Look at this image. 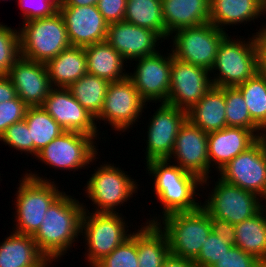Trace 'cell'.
Masks as SVG:
<instances>
[{"mask_svg":"<svg viewBox=\"0 0 266 267\" xmlns=\"http://www.w3.org/2000/svg\"><path fill=\"white\" fill-rule=\"evenodd\" d=\"M42 107L65 131L80 132L101 142V131L97 128L95 118L73 97L68 88L53 87Z\"/></svg>","mask_w":266,"mask_h":267,"instance_id":"cell-18","label":"cell"},{"mask_svg":"<svg viewBox=\"0 0 266 267\" xmlns=\"http://www.w3.org/2000/svg\"><path fill=\"white\" fill-rule=\"evenodd\" d=\"M109 81L91 74H85L68 89L73 97L96 119L104 104Z\"/></svg>","mask_w":266,"mask_h":267,"instance_id":"cell-31","label":"cell"},{"mask_svg":"<svg viewBox=\"0 0 266 267\" xmlns=\"http://www.w3.org/2000/svg\"><path fill=\"white\" fill-rule=\"evenodd\" d=\"M84 204L64 191L47 209L33 239L51 263L59 262L69 249L72 252L80 236Z\"/></svg>","mask_w":266,"mask_h":267,"instance_id":"cell-2","label":"cell"},{"mask_svg":"<svg viewBox=\"0 0 266 267\" xmlns=\"http://www.w3.org/2000/svg\"><path fill=\"white\" fill-rule=\"evenodd\" d=\"M148 104L142 99L133 82L127 77L118 82H110L103 108L95 119L96 125L99 121L109 124L112 130L121 133L126 132L142 117ZM140 116V117H139Z\"/></svg>","mask_w":266,"mask_h":267,"instance_id":"cell-12","label":"cell"},{"mask_svg":"<svg viewBox=\"0 0 266 267\" xmlns=\"http://www.w3.org/2000/svg\"><path fill=\"white\" fill-rule=\"evenodd\" d=\"M71 46L85 47L107 39L108 22L96 5L59 6Z\"/></svg>","mask_w":266,"mask_h":267,"instance_id":"cell-19","label":"cell"},{"mask_svg":"<svg viewBox=\"0 0 266 267\" xmlns=\"http://www.w3.org/2000/svg\"><path fill=\"white\" fill-rule=\"evenodd\" d=\"M234 226V245L259 261L266 260V204L253 217Z\"/></svg>","mask_w":266,"mask_h":267,"instance_id":"cell-30","label":"cell"},{"mask_svg":"<svg viewBox=\"0 0 266 267\" xmlns=\"http://www.w3.org/2000/svg\"><path fill=\"white\" fill-rule=\"evenodd\" d=\"M150 56L134 59L136 65L128 78L133 82L142 99L148 104L167 103L170 91L172 52L167 49Z\"/></svg>","mask_w":266,"mask_h":267,"instance_id":"cell-14","label":"cell"},{"mask_svg":"<svg viewBox=\"0 0 266 267\" xmlns=\"http://www.w3.org/2000/svg\"><path fill=\"white\" fill-rule=\"evenodd\" d=\"M27 109L28 106L18 96L0 103V137L10 125L25 118Z\"/></svg>","mask_w":266,"mask_h":267,"instance_id":"cell-41","label":"cell"},{"mask_svg":"<svg viewBox=\"0 0 266 267\" xmlns=\"http://www.w3.org/2000/svg\"><path fill=\"white\" fill-rule=\"evenodd\" d=\"M24 119L30 131V141H33L35 157L45 146L65 132L42 106L28 107Z\"/></svg>","mask_w":266,"mask_h":267,"instance_id":"cell-32","label":"cell"},{"mask_svg":"<svg viewBox=\"0 0 266 267\" xmlns=\"http://www.w3.org/2000/svg\"><path fill=\"white\" fill-rule=\"evenodd\" d=\"M99 0H62L59 6H90L97 5Z\"/></svg>","mask_w":266,"mask_h":267,"instance_id":"cell-48","label":"cell"},{"mask_svg":"<svg viewBox=\"0 0 266 267\" xmlns=\"http://www.w3.org/2000/svg\"><path fill=\"white\" fill-rule=\"evenodd\" d=\"M207 146L208 134L186 119L179 129L173 151L167 160H172L171 163L204 180L212 177Z\"/></svg>","mask_w":266,"mask_h":267,"instance_id":"cell-17","label":"cell"},{"mask_svg":"<svg viewBox=\"0 0 266 267\" xmlns=\"http://www.w3.org/2000/svg\"><path fill=\"white\" fill-rule=\"evenodd\" d=\"M162 267H197L193 260L180 258L169 254Z\"/></svg>","mask_w":266,"mask_h":267,"instance_id":"cell-47","label":"cell"},{"mask_svg":"<svg viewBox=\"0 0 266 267\" xmlns=\"http://www.w3.org/2000/svg\"><path fill=\"white\" fill-rule=\"evenodd\" d=\"M106 41L127 62L156 54L161 49L158 47L159 43L164 42L151 29L139 27L124 20L109 24Z\"/></svg>","mask_w":266,"mask_h":267,"instance_id":"cell-20","label":"cell"},{"mask_svg":"<svg viewBox=\"0 0 266 267\" xmlns=\"http://www.w3.org/2000/svg\"><path fill=\"white\" fill-rule=\"evenodd\" d=\"M142 224L137 229L138 267H162L170 254L167 236L157 224Z\"/></svg>","mask_w":266,"mask_h":267,"instance_id":"cell-29","label":"cell"},{"mask_svg":"<svg viewBox=\"0 0 266 267\" xmlns=\"http://www.w3.org/2000/svg\"><path fill=\"white\" fill-rule=\"evenodd\" d=\"M0 22V76L8 75L10 68L20 57L19 29H11Z\"/></svg>","mask_w":266,"mask_h":267,"instance_id":"cell-36","label":"cell"},{"mask_svg":"<svg viewBox=\"0 0 266 267\" xmlns=\"http://www.w3.org/2000/svg\"><path fill=\"white\" fill-rule=\"evenodd\" d=\"M61 1L62 0H16L22 11V23L54 15L58 12Z\"/></svg>","mask_w":266,"mask_h":267,"instance_id":"cell-40","label":"cell"},{"mask_svg":"<svg viewBox=\"0 0 266 267\" xmlns=\"http://www.w3.org/2000/svg\"><path fill=\"white\" fill-rule=\"evenodd\" d=\"M266 15V0H210L209 22L220 30L237 26Z\"/></svg>","mask_w":266,"mask_h":267,"instance_id":"cell-23","label":"cell"},{"mask_svg":"<svg viewBox=\"0 0 266 267\" xmlns=\"http://www.w3.org/2000/svg\"><path fill=\"white\" fill-rule=\"evenodd\" d=\"M227 32L218 29L210 22L185 27L169 35L171 52L180 61L211 70L217 55V50Z\"/></svg>","mask_w":266,"mask_h":267,"instance_id":"cell-11","label":"cell"},{"mask_svg":"<svg viewBox=\"0 0 266 267\" xmlns=\"http://www.w3.org/2000/svg\"><path fill=\"white\" fill-rule=\"evenodd\" d=\"M217 175L230 184L256 194L266 204V136L234 157Z\"/></svg>","mask_w":266,"mask_h":267,"instance_id":"cell-13","label":"cell"},{"mask_svg":"<svg viewBox=\"0 0 266 267\" xmlns=\"http://www.w3.org/2000/svg\"><path fill=\"white\" fill-rule=\"evenodd\" d=\"M258 263L256 257L234 245L211 267H257Z\"/></svg>","mask_w":266,"mask_h":267,"instance_id":"cell-42","label":"cell"},{"mask_svg":"<svg viewBox=\"0 0 266 267\" xmlns=\"http://www.w3.org/2000/svg\"><path fill=\"white\" fill-rule=\"evenodd\" d=\"M33 236L11 232L0 243V267H50Z\"/></svg>","mask_w":266,"mask_h":267,"instance_id":"cell-25","label":"cell"},{"mask_svg":"<svg viewBox=\"0 0 266 267\" xmlns=\"http://www.w3.org/2000/svg\"><path fill=\"white\" fill-rule=\"evenodd\" d=\"M96 6L110 24L124 20L127 0H99Z\"/></svg>","mask_w":266,"mask_h":267,"instance_id":"cell-43","label":"cell"},{"mask_svg":"<svg viewBox=\"0 0 266 267\" xmlns=\"http://www.w3.org/2000/svg\"><path fill=\"white\" fill-rule=\"evenodd\" d=\"M96 142L93 136L65 131L38 152L34 159L45 163L49 169L73 171L74 174L76 170L89 169L88 165L98 161L99 143Z\"/></svg>","mask_w":266,"mask_h":267,"instance_id":"cell-10","label":"cell"},{"mask_svg":"<svg viewBox=\"0 0 266 267\" xmlns=\"http://www.w3.org/2000/svg\"><path fill=\"white\" fill-rule=\"evenodd\" d=\"M124 21L151 29L165 41L161 0H127Z\"/></svg>","mask_w":266,"mask_h":267,"instance_id":"cell-33","label":"cell"},{"mask_svg":"<svg viewBox=\"0 0 266 267\" xmlns=\"http://www.w3.org/2000/svg\"><path fill=\"white\" fill-rule=\"evenodd\" d=\"M210 71L178 60L172 54L168 105L188 111L213 87Z\"/></svg>","mask_w":266,"mask_h":267,"instance_id":"cell-16","label":"cell"},{"mask_svg":"<svg viewBox=\"0 0 266 267\" xmlns=\"http://www.w3.org/2000/svg\"><path fill=\"white\" fill-rule=\"evenodd\" d=\"M257 267H266V260L259 261Z\"/></svg>","mask_w":266,"mask_h":267,"instance_id":"cell-49","label":"cell"},{"mask_svg":"<svg viewBox=\"0 0 266 267\" xmlns=\"http://www.w3.org/2000/svg\"><path fill=\"white\" fill-rule=\"evenodd\" d=\"M227 35L220 43L210 76L215 87H236L259 72L255 35L237 39ZM245 39V40H244ZM217 71V72H216ZM217 73V74H216Z\"/></svg>","mask_w":266,"mask_h":267,"instance_id":"cell-4","label":"cell"},{"mask_svg":"<svg viewBox=\"0 0 266 267\" xmlns=\"http://www.w3.org/2000/svg\"><path fill=\"white\" fill-rule=\"evenodd\" d=\"M236 87L245 99L251 119L266 133V76L257 72Z\"/></svg>","mask_w":266,"mask_h":267,"instance_id":"cell-34","label":"cell"},{"mask_svg":"<svg viewBox=\"0 0 266 267\" xmlns=\"http://www.w3.org/2000/svg\"><path fill=\"white\" fill-rule=\"evenodd\" d=\"M212 231L216 235L226 238V242L233 245L235 243V226L228 221L220 220L210 215Z\"/></svg>","mask_w":266,"mask_h":267,"instance_id":"cell-44","label":"cell"},{"mask_svg":"<svg viewBox=\"0 0 266 267\" xmlns=\"http://www.w3.org/2000/svg\"><path fill=\"white\" fill-rule=\"evenodd\" d=\"M144 164L146 174L153 179L152 194H155L162 206L160 215L157 216L156 212L154 216L150 214V219L145 223L156 224L168 214L195 211L201 207L202 202L198 201V198H203L202 194H199L202 180L198 176L167 159L150 160Z\"/></svg>","mask_w":266,"mask_h":267,"instance_id":"cell-1","label":"cell"},{"mask_svg":"<svg viewBox=\"0 0 266 267\" xmlns=\"http://www.w3.org/2000/svg\"><path fill=\"white\" fill-rule=\"evenodd\" d=\"M135 232V233H134ZM137 230L93 267H138Z\"/></svg>","mask_w":266,"mask_h":267,"instance_id":"cell-37","label":"cell"},{"mask_svg":"<svg viewBox=\"0 0 266 267\" xmlns=\"http://www.w3.org/2000/svg\"><path fill=\"white\" fill-rule=\"evenodd\" d=\"M52 87L69 88L87 74L84 47L70 46L45 63Z\"/></svg>","mask_w":266,"mask_h":267,"instance_id":"cell-27","label":"cell"},{"mask_svg":"<svg viewBox=\"0 0 266 267\" xmlns=\"http://www.w3.org/2000/svg\"><path fill=\"white\" fill-rule=\"evenodd\" d=\"M210 178L212 179L209 177L202 180V192L207 186L208 189L211 188L209 184L212 182L215 184L213 183L211 192L207 194V199L201 203V207L212 217L236 225L253 217L265 205L263 200L252 192L230 184L219 176L216 182Z\"/></svg>","mask_w":266,"mask_h":267,"instance_id":"cell-9","label":"cell"},{"mask_svg":"<svg viewBox=\"0 0 266 267\" xmlns=\"http://www.w3.org/2000/svg\"><path fill=\"white\" fill-rule=\"evenodd\" d=\"M83 207L80 237L85 239V262L93 267L124 243L133 232L129 231L131 225L128 226L122 212L96 213L90 212L85 205Z\"/></svg>","mask_w":266,"mask_h":267,"instance_id":"cell-5","label":"cell"},{"mask_svg":"<svg viewBox=\"0 0 266 267\" xmlns=\"http://www.w3.org/2000/svg\"><path fill=\"white\" fill-rule=\"evenodd\" d=\"M156 224L167 236L170 254L193 261L212 231L210 214L202 207L168 214Z\"/></svg>","mask_w":266,"mask_h":267,"instance_id":"cell-7","label":"cell"},{"mask_svg":"<svg viewBox=\"0 0 266 267\" xmlns=\"http://www.w3.org/2000/svg\"><path fill=\"white\" fill-rule=\"evenodd\" d=\"M17 96L16 89L8 75L0 76V103Z\"/></svg>","mask_w":266,"mask_h":267,"instance_id":"cell-46","label":"cell"},{"mask_svg":"<svg viewBox=\"0 0 266 267\" xmlns=\"http://www.w3.org/2000/svg\"><path fill=\"white\" fill-rule=\"evenodd\" d=\"M19 26L20 56L46 63L71 46L62 15L24 22Z\"/></svg>","mask_w":266,"mask_h":267,"instance_id":"cell-8","label":"cell"},{"mask_svg":"<svg viewBox=\"0 0 266 267\" xmlns=\"http://www.w3.org/2000/svg\"><path fill=\"white\" fill-rule=\"evenodd\" d=\"M99 165L90 174L83 190L94 206L91 212L119 213L121 205L125 202L128 204L127 201L138 193L140 185L127 171L122 170L120 166H114V163L105 161Z\"/></svg>","mask_w":266,"mask_h":267,"instance_id":"cell-6","label":"cell"},{"mask_svg":"<svg viewBox=\"0 0 266 267\" xmlns=\"http://www.w3.org/2000/svg\"><path fill=\"white\" fill-rule=\"evenodd\" d=\"M84 51L87 56L88 74L109 82L122 81L128 77V62L107 41L85 46Z\"/></svg>","mask_w":266,"mask_h":267,"instance_id":"cell-28","label":"cell"},{"mask_svg":"<svg viewBox=\"0 0 266 267\" xmlns=\"http://www.w3.org/2000/svg\"><path fill=\"white\" fill-rule=\"evenodd\" d=\"M165 40L174 31L209 22L210 0H161Z\"/></svg>","mask_w":266,"mask_h":267,"instance_id":"cell-24","label":"cell"},{"mask_svg":"<svg viewBox=\"0 0 266 267\" xmlns=\"http://www.w3.org/2000/svg\"><path fill=\"white\" fill-rule=\"evenodd\" d=\"M258 139L250 129L240 127L227 126L209 133L207 148L210 174L212 173L211 167L218 173L234 157L246 151Z\"/></svg>","mask_w":266,"mask_h":267,"instance_id":"cell-22","label":"cell"},{"mask_svg":"<svg viewBox=\"0 0 266 267\" xmlns=\"http://www.w3.org/2000/svg\"><path fill=\"white\" fill-rule=\"evenodd\" d=\"M258 28V32L252 34L255 35L258 48L259 72L266 76V24L263 22Z\"/></svg>","mask_w":266,"mask_h":267,"instance_id":"cell-45","label":"cell"},{"mask_svg":"<svg viewBox=\"0 0 266 267\" xmlns=\"http://www.w3.org/2000/svg\"><path fill=\"white\" fill-rule=\"evenodd\" d=\"M157 110L149 117L145 132L146 151L144 162L168 159L173 151L175 139L181 125L187 119V111L168 105L158 104Z\"/></svg>","mask_w":266,"mask_h":267,"instance_id":"cell-15","label":"cell"},{"mask_svg":"<svg viewBox=\"0 0 266 267\" xmlns=\"http://www.w3.org/2000/svg\"><path fill=\"white\" fill-rule=\"evenodd\" d=\"M233 245L226 242V238L216 235L213 231L207 237L198 257L194 260L197 267H211L218 262Z\"/></svg>","mask_w":266,"mask_h":267,"instance_id":"cell-39","label":"cell"},{"mask_svg":"<svg viewBox=\"0 0 266 267\" xmlns=\"http://www.w3.org/2000/svg\"><path fill=\"white\" fill-rule=\"evenodd\" d=\"M17 96L28 106H42L53 88L45 63L20 56L8 72Z\"/></svg>","mask_w":266,"mask_h":267,"instance_id":"cell-21","label":"cell"},{"mask_svg":"<svg viewBox=\"0 0 266 267\" xmlns=\"http://www.w3.org/2000/svg\"><path fill=\"white\" fill-rule=\"evenodd\" d=\"M225 87L213 86L187 111V119L209 134L227 127Z\"/></svg>","mask_w":266,"mask_h":267,"instance_id":"cell-26","label":"cell"},{"mask_svg":"<svg viewBox=\"0 0 266 267\" xmlns=\"http://www.w3.org/2000/svg\"><path fill=\"white\" fill-rule=\"evenodd\" d=\"M0 141L21 154H30L32 159L35 157V148L33 141H30V131L25 119L10 125L0 137Z\"/></svg>","mask_w":266,"mask_h":267,"instance_id":"cell-38","label":"cell"},{"mask_svg":"<svg viewBox=\"0 0 266 267\" xmlns=\"http://www.w3.org/2000/svg\"><path fill=\"white\" fill-rule=\"evenodd\" d=\"M226 122L228 127L250 129L258 138L266 133L251 119L241 91L237 87H225Z\"/></svg>","mask_w":266,"mask_h":267,"instance_id":"cell-35","label":"cell"},{"mask_svg":"<svg viewBox=\"0 0 266 267\" xmlns=\"http://www.w3.org/2000/svg\"><path fill=\"white\" fill-rule=\"evenodd\" d=\"M20 179L13 207L16 210L12 217L14 227L11 229L19 234L34 236L47 209L64 192V188L60 190L55 179L40 176L29 169Z\"/></svg>","mask_w":266,"mask_h":267,"instance_id":"cell-3","label":"cell"}]
</instances>
